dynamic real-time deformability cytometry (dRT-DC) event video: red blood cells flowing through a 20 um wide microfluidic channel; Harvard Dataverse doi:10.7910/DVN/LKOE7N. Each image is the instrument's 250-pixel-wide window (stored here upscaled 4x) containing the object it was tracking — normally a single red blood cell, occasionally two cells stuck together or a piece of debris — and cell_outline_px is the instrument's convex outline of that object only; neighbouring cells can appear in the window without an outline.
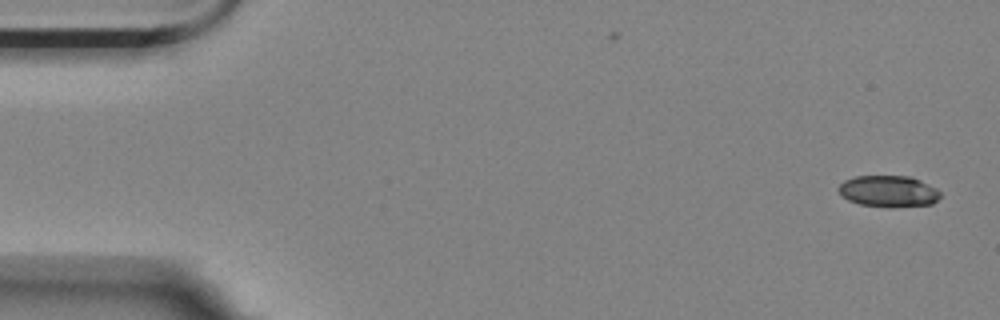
{"species": "Egyptian fruit bat (a non-hibernating species)", "species_latin": "Rousettus aegyptiacus", "temperature_condition": "room temperature", "stored_images_in_passage": 55, "camera_frame_rate_fps": 3000, "um_per_image_px": 0.085, "animal": {"sex": "female"}, "frame": {"image": 1, "passage_image": 1, "time_ms": 0.0, "image_size_px": [1000, 320], "cell_outline_px": [[940, 196], [932, 204], [892, 208], [888, 208], [860, 204], [848, 200], [840, 196], [836, 188], [844, 180], [856, 176], [912, 176], [936, 188], [940, 192]], "centroid_in_image_um": [75.49, 16.26], "position_along_channel_um": 9.5, "area_um2": 18.96}}
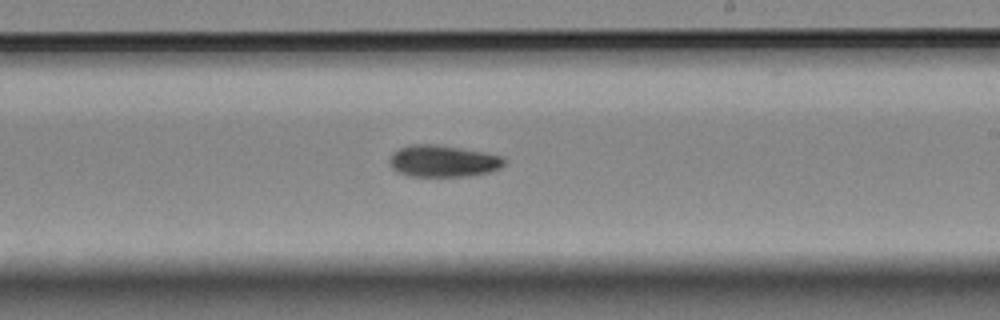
{"frame": {"image": 2, "passage_image": 32, "time_ms": 10.333, "image_size_px": [1000, 320], "cell_outline_px": [[508, 160], [500, 168], [492, 172], [468, 176], [408, 176], [396, 172], [392, 168], [388, 160], [392, 152], [400, 148], [412, 144], [432, 144], [460, 148], [484, 152], [500, 156]], "centroid_in_image_um": [37.65, 13.7], "position_along_channel_um": 251.4, "area_um2": 21.39}}
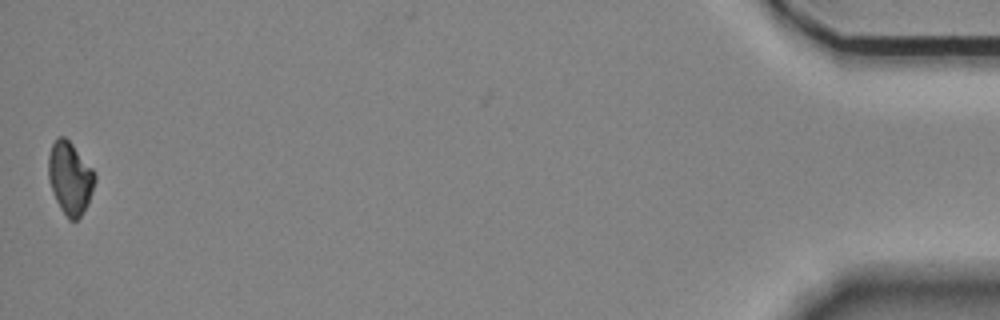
{"frame": {"image": 3, "passage_image": 55, "time_ms": 18.0, "image_size_px": [1000, 320], "cell_outline_px": [[96, 180], [88, 204], [80, 216], [76, 220], [68, 220], [60, 208], [56, 200], [48, 176], [48, 156], [52, 144], [56, 136], [64, 136], [72, 144], [96, 172]], "centroid_in_image_um": [5.96, 15.12], "position_along_channel_um": 429.2, "area_um2": 19.65}, "authors_computed_cell_mechanics": {"area_um2": 20.4034, "velocity_mm_per_s": 3.529, "shape_relaxation_time_tau1_ms": 4.2987, "shape_relaxation_time_tau2_ms": null, "deformation_change_tau1": 0.1305, "deformation_change_tau2": null}}